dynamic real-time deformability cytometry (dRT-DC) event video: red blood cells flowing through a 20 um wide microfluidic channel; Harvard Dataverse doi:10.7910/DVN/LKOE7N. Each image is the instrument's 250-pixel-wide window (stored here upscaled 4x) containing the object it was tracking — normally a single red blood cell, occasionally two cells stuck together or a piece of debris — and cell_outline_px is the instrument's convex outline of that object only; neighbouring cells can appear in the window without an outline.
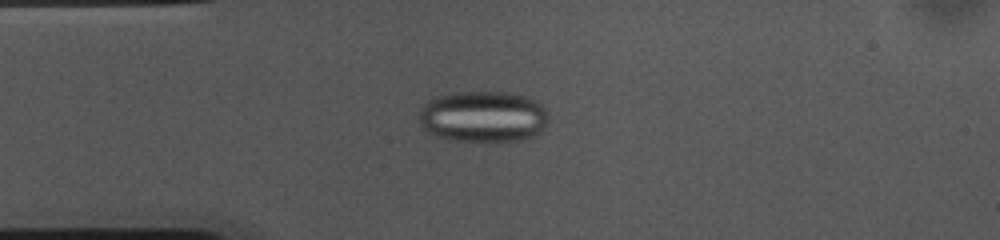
{"species": "common noctule bat (a hibernating species)", "species_latin": "Nyctalus noctula", "temperature_condition": "cold", "stored_images_in_passage": 53, "camera_frame_rate_fps": 3000, "um_per_image_px": 0.085, "animal": {"sex": "female", "body_mass_g": 10.0, "forearm_length_mm": 53.1}, "frame": {"image": 1, "passage_image": 12, "time_ms": 3.667, "image_size_px": [1000, 240], "cell_outline_px": [[548, 124], [536, 136], [520, 140], [456, 140], [436, 136], [428, 132], [420, 124], [420, 112], [424, 104], [428, 100], [436, 96], [452, 92], [512, 92], [524, 96], [540, 104], [548, 112]], "centroid_in_image_um": [41.09, 9.89], "position_along_channel_um": 43.9, "area_um2": 38.61}}
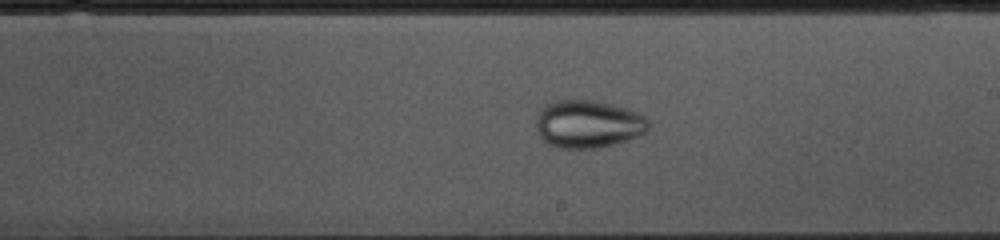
{"frame": {"image": 2, "passage_image": 29, "time_ms": 9.333, "image_size_px": [1000, 240], "cell_outline_px": [[648, 128], [644, 132], [628, 140], [596, 148], [560, 148], [548, 144], [540, 136], [536, 128], [536, 116], [540, 108], [544, 104], [552, 100], [592, 100], [612, 104], [628, 108], [644, 116], [648, 120]], "centroid_in_image_um": [49.94, 10.52], "position_along_channel_um": 239.1, "area_um2": 31.39}}
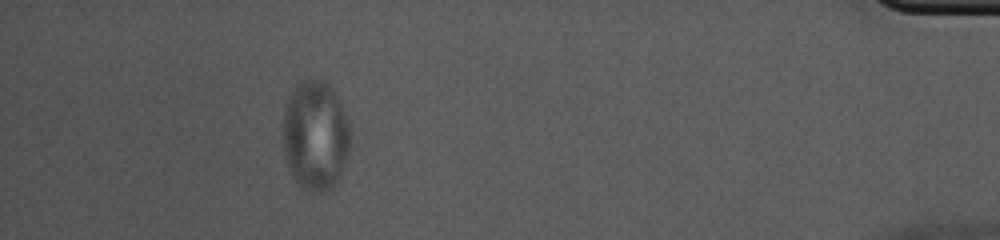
{"frame": {"image": 3, "passage_image": 48, "time_ms": 15.667, "image_size_px": [1000, 240], "cell_outline_px": [[352, 136], [348, 152], [340, 176], [336, 184], [328, 192], [312, 192], [300, 188], [296, 184], [292, 176], [284, 152], [284, 108], [288, 96], [292, 88], [296, 84], [304, 80], [324, 80], [332, 88], [340, 100], [348, 120], [352, 132]], "centroid_in_image_um": [26.83, 11.53], "position_along_channel_um": 408.4, "area_um2": 43.75}}